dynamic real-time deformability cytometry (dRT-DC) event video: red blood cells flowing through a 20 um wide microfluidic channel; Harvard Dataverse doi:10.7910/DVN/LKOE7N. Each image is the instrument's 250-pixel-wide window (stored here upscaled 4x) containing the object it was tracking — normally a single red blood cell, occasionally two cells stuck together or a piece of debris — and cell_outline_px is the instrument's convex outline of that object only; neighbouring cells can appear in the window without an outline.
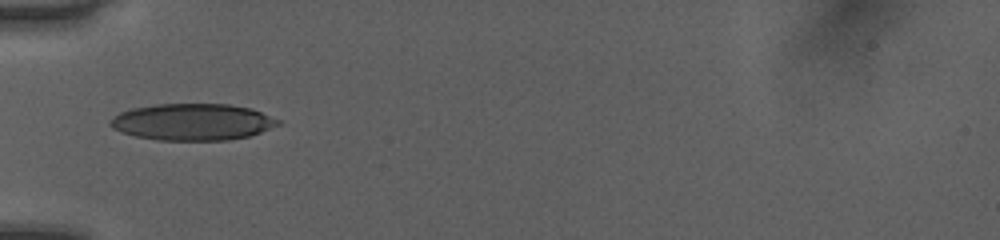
{"species": "human", "species_latin": "Homo sapiens", "temperature_condition": "room temperature", "stored_images_in_passage": 34, "camera_frame_rate_fps": 3000, "um_per_image_px": 0.085, "donor": {"sex": "female"}, "frame": {"image": 1, "passage_image": 1, "time_ms": 0.0, "image_size_px": [1000, 240], "cell_outline_px": [[280, 124], [260, 132], [248, 136], [228, 140], [156, 140], [136, 136], [120, 132], [112, 128], [108, 124], [120, 112], [132, 108], [156, 104], [228, 104], [252, 108], [280, 120]], "centroid_in_image_um": [16.36, 10.36], "position_along_channel_um": 68.6, "area_um2": 35.78}}
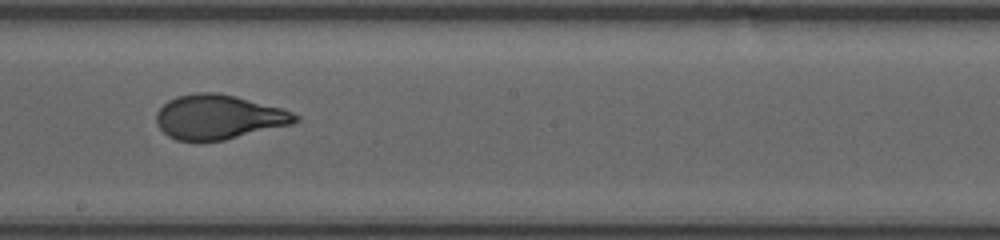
{"frame": {"image": 2, "passage_image": 13, "time_ms": 4.0, "image_size_px": [1000, 240], "cell_outline_px": [[300, 120], [292, 124], [224, 140], [176, 140], [168, 136], [156, 124], [156, 112], [168, 100], [176, 96], [196, 92], [216, 92], [236, 96], [280, 108], [292, 112], [300, 116]], "centroid_in_image_um": [18.57, 9.93], "position_along_channel_um": 229.6, "area_um2": 35.84}}
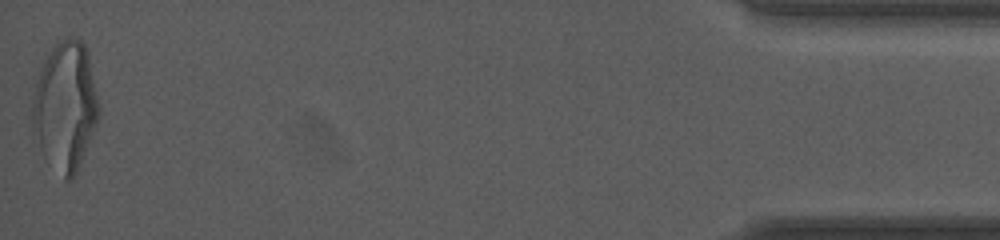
{"frame": {"image": 3, "passage_image": 34, "time_ms": 11.0, "image_size_px": [1000, 240], "cell_outline_px": [[100, 112], [96, 124], [76, 172], [72, 180], [64, 180], [44, 160], [32, 132], [32, 100], [40, 68], [52, 48], [60, 40], [68, 36], [72, 36], [80, 40], [84, 44], [88, 52], [100, 108]], "centroid_in_image_um": [5.53, 9.06], "position_along_channel_um": 429.7, "area_um2": 50.11}, "authors_computed_cell_mechanics": {"area_um2": 36.2117, "velocity_mm_per_s": 4.0516, "shape_relaxation_time_tau1_ms": 5.3457, "shape_relaxation_time_tau2_ms": null, "deformation_change_tau1": 0.2163, "deformation_change_tau2": null}}